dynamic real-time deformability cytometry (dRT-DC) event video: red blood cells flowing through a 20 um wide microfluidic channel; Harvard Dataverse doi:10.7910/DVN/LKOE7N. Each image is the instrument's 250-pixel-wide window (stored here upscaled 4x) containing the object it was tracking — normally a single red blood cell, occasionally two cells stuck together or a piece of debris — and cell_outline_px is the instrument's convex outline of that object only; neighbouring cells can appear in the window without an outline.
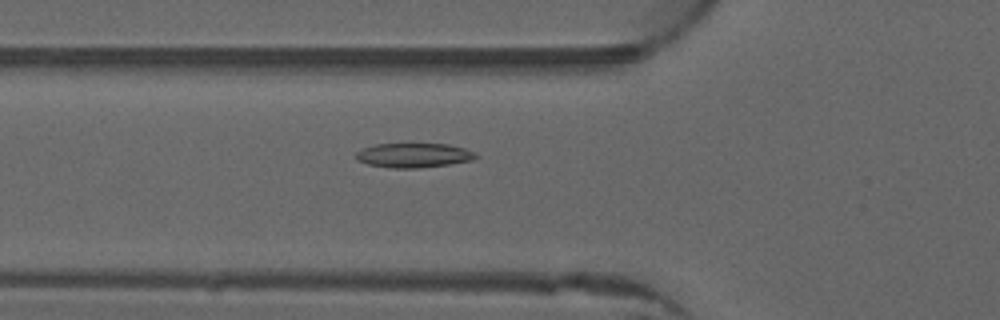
{"species": "common noctule bat (a hibernating species)", "species_latin": "Nyctalus noctula", "temperature_condition": "warm", "stored_images_in_passage": 47, "camera_frame_rate_fps": 3000, "um_per_image_px": 0.085, "animal": {"sex": "male", "forearm_length_mm": 52.5}, "frame": {"image": 1, "passage_image": 14, "time_ms": 4.333, "image_size_px": [1000, 320], "cell_outline_px": [[480, 156], [472, 160], [448, 164], [420, 168], [392, 168], [368, 164], [356, 160], [352, 156], [356, 152], [364, 148], [376, 144], [448, 144], [464, 148], [476, 152]], "centroid_in_image_um": [35.16, 13.2], "position_along_channel_um": 90.6, "area_um2": 17.17}}
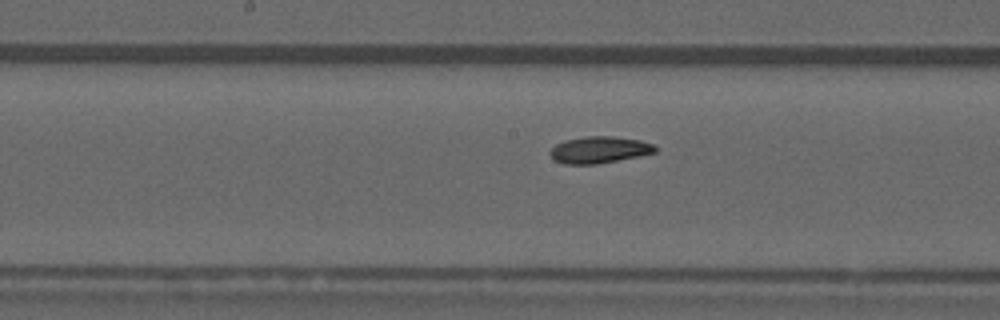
{"frame": {"image": 2, "passage_image": 22, "time_ms": 7.0, "image_size_px": [1000, 320], "cell_outline_px": [[656, 152], [640, 156], [596, 164], [564, 164], [552, 160], [548, 152], [556, 144], [564, 140], [588, 136], [612, 136], [640, 140], [652, 144], [656, 148]], "centroid_in_image_um": [50.89, 12.74], "position_along_channel_um": 197.3, "area_um2": 16.42}}
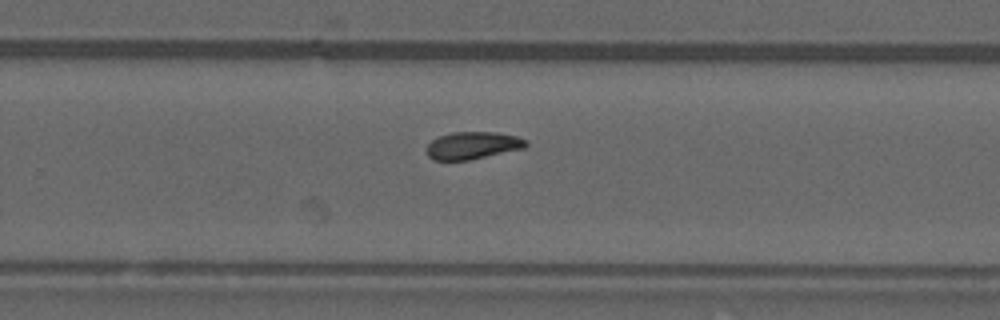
{"frame": {"image": 3, "passage_image": 29, "time_ms": 9.333, "image_size_px": [1000, 320], "cell_outline_px": [[528, 144], [524, 148], [468, 160], [432, 160], [428, 156], [428, 144], [432, 140], [440, 136], [452, 132], [496, 132], [516, 136], [528, 140]], "centroid_in_image_um": [40.19, 12.36], "position_along_channel_um": 289.6, "area_um2": 15.72}, "authors_computed_cell_mechanics": {"area_um2": 16.2996, "velocity_mm_per_s": 3.985, "shape_relaxation_time_tau1_ms": 7.6355, "shape_relaxation_time_tau2_ms": 4.3182, "deformation_change_tau1": 0.1711, "deformation_change_tau2": 0.0872}}